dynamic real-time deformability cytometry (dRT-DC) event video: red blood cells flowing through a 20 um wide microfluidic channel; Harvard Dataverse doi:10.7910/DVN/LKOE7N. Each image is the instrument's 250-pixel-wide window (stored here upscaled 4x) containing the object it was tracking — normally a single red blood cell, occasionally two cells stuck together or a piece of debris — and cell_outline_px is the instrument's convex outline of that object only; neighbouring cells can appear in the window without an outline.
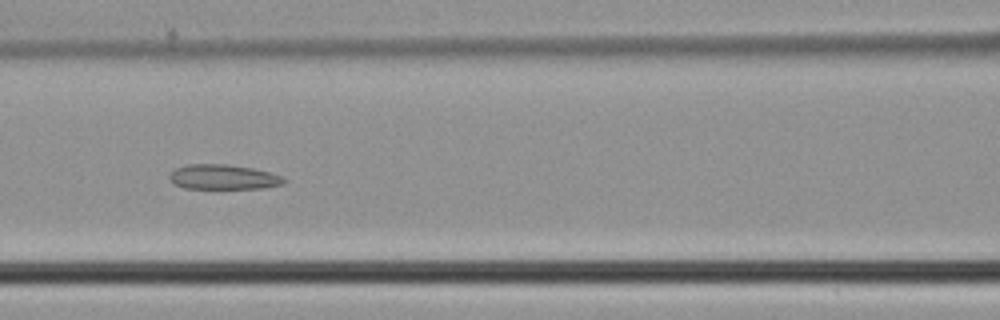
{"species": "common noctule bat (a hibernating species)", "species_latin": "Nyctalus noctula", "temperature_condition": "cold", "stored_images_in_passage": 49, "segment_of_instrument_passage": [2, 2], "camera_frame_rate_fps": 3000, "um_per_image_px": 0.085, "animal": {"sex": "male", "body_mass_g": 21.5, "forearm_length_mm": 52.0}, "frame": {"image": 1, "passage_image": 22, "time_ms": 7.0, "image_size_px": [1000, 320], "cell_outline_px": [[284, 184], [264, 188], [184, 188], [172, 184], [168, 180], [168, 176], [176, 168], [188, 164], [224, 164], [252, 168], [284, 176]], "centroid_in_image_um": [18.94, 15.05], "position_along_channel_um": 147.7, "area_um2": 16.59}}
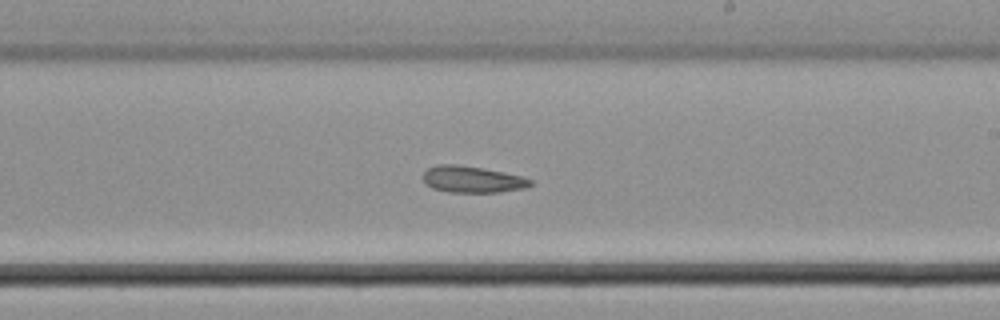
{"frame": {"image": 2, "passage_image": 29, "time_ms": 9.333, "image_size_px": [1000, 320], "cell_outline_px": [[532, 184], [524, 188], [500, 192], [448, 192], [432, 188], [424, 184], [424, 172], [428, 168], [436, 164], [456, 164], [484, 168], [504, 172], [520, 176], [532, 180]], "centroid_in_image_um": [40.11, 15.24], "position_along_channel_um": 248.9, "area_um2": 16.65}}
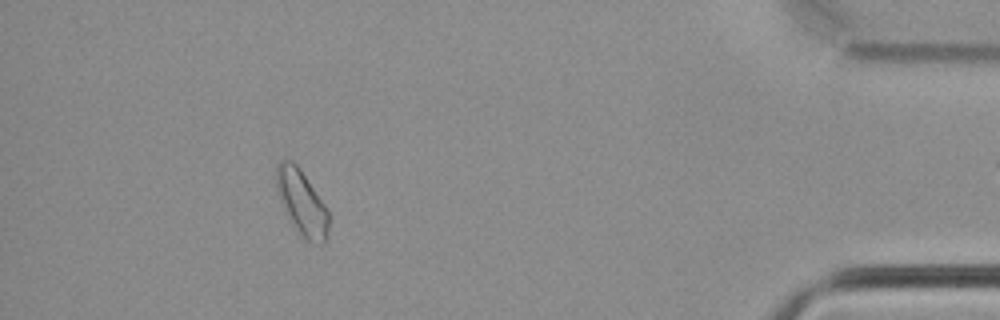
{"frame": {"image": 3, "passage_image": 44, "time_ms": 14.333, "image_size_px": [1000, 320], "cell_outline_px": [[328, 232], [324, 244], [316, 244], [304, 240], [300, 236], [288, 220], [284, 212], [276, 188], [276, 164], [280, 160], [292, 160], [300, 168], [328, 208]], "centroid_in_image_um": [25.64, 17.24], "position_along_channel_um": 409.6, "area_um2": 20.35}}